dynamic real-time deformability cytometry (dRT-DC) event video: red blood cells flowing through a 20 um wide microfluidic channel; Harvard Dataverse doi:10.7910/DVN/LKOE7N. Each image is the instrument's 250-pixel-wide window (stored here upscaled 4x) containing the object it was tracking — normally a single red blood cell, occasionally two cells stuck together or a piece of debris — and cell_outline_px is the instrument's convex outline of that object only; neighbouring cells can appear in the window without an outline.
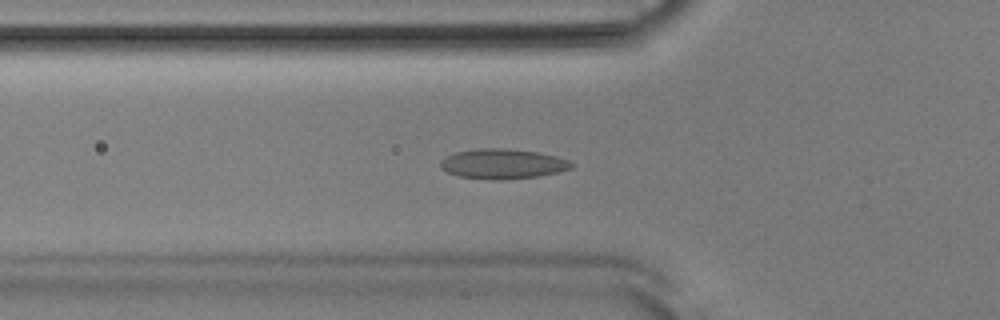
{"species": "Egyptian fruit bat (a non-hibernating species)", "species_latin": "Rousettus aegyptiacus", "temperature_condition": "room temperature", "stored_images_in_passage": 49, "camera_frame_rate_fps": 3000, "um_per_image_px": 0.085, "animal": {"sex": "male"}, "frame": {"image": 1, "passage_image": 15, "time_ms": 4.667, "image_size_px": [1000, 320], "cell_outline_px": [[572, 168], [556, 172], [536, 176], [500, 180], [460, 176], [448, 172], [440, 168], [440, 160], [456, 152], [480, 148], [504, 148], [536, 152], [556, 156], [568, 160], [572, 164]], "centroid_in_image_um": [42.71, 13.92], "position_along_channel_um": 83.1, "area_um2": 22.43}}
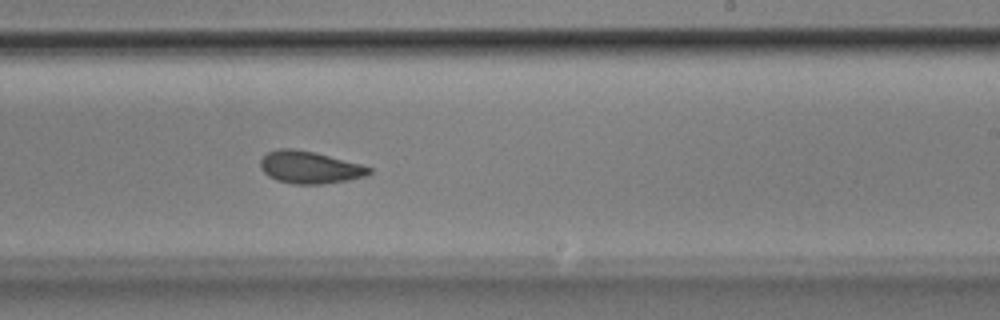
{"frame": {"image": 2, "passage_image": 29, "time_ms": 9.333, "image_size_px": [1000, 320], "cell_outline_px": [[372, 172], [368, 176], [348, 180], [324, 184], [292, 184], [276, 180], [268, 176], [260, 168], [260, 160], [268, 152], [280, 148], [292, 148], [312, 152], [360, 164], [372, 168]], "centroid_in_image_um": [26.31, 14.24], "position_along_channel_um": 262.7, "area_um2": 20.4}}
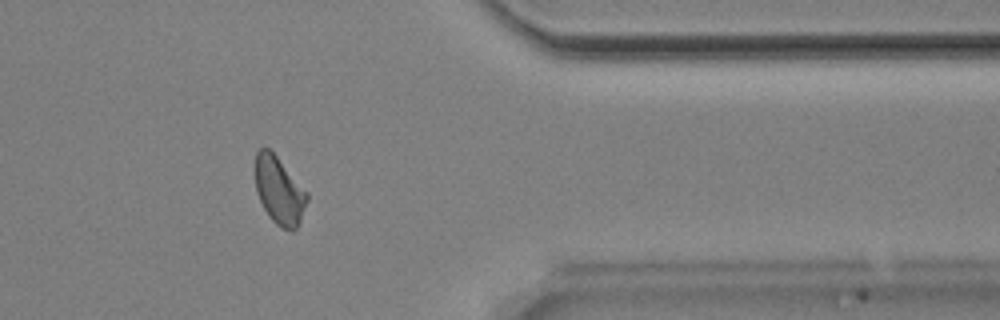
{"frame": {"image": 3, "passage_image": 40, "time_ms": 13.0, "image_size_px": [1000, 320], "cell_outline_px": [[308, 200], [300, 220], [296, 228], [292, 232], [280, 228], [268, 216], [256, 192], [256, 152], [260, 148], [268, 148], [276, 156], [308, 192]], "centroid_in_image_um": [23.74, 16.23], "position_along_channel_um": 387.7, "area_um2": 20.23}, "authors_computed_cell_mechanics": {"area_um2": 20.808, "velocity_mm_per_s": 3.8371, "shape_relaxation_time_tau1_ms": 4.7091, "shape_relaxation_time_tau2_ms": 1.6261, "deformation_change_tau1": 0.102, "deformation_change_tau2": 0.0687}}